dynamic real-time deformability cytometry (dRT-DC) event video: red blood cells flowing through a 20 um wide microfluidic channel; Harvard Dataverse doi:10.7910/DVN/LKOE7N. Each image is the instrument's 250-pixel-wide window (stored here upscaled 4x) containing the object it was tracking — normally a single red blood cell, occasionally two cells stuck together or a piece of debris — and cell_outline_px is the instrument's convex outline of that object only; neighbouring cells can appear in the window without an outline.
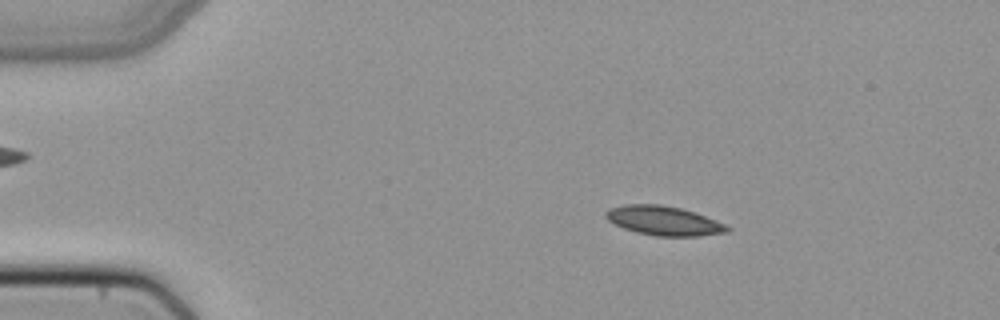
{"species": "common noctule bat (a hibernating species)", "species_latin": "Nyctalus noctula", "temperature_condition": "cold", "stored_images_in_passage": 50, "camera_frame_rate_fps": 3000, "um_per_image_px": 0.085, "animal": {"sex": "female", "body_mass_g": 22.7, "forearm_length_mm": 54.2}, "frame": {"image": 1, "passage_image": 9, "time_ms": 2.667, "image_size_px": [1000, 320], "cell_outline_px": [[732, 228], [728, 232], [696, 236], [656, 236], [636, 232], [624, 228], [608, 220], [604, 216], [604, 212], [608, 208], [624, 204], [660, 204], [680, 208], [696, 212], [724, 224]], "centroid_in_image_um": [56.39, 18.75], "position_along_channel_um": 28.6, "area_um2": 20.75}}
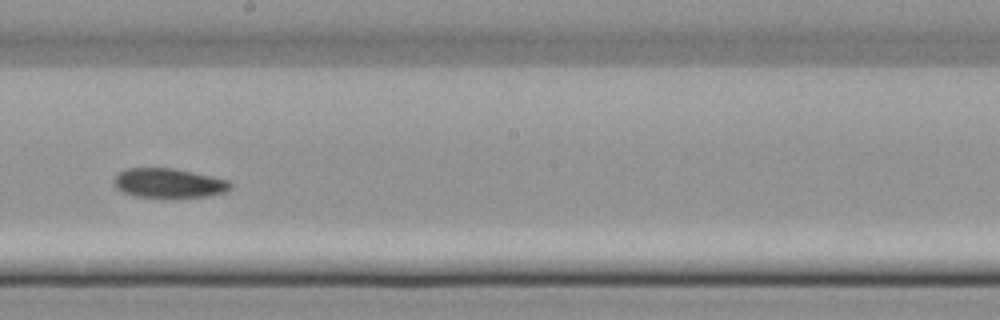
{"frame": {"image": 2, "passage_image": 29, "time_ms": 9.333, "image_size_px": [1000, 320], "cell_outline_px": [[232, 188], [228, 192], [208, 196], [136, 196], [124, 192], [116, 188], [112, 184], [112, 180], [120, 172], [128, 168], [172, 168], [212, 176], [228, 180], [232, 184]], "centroid_in_image_um": [14.36, 15.55], "position_along_channel_um": 233.8, "area_um2": 19.71}}
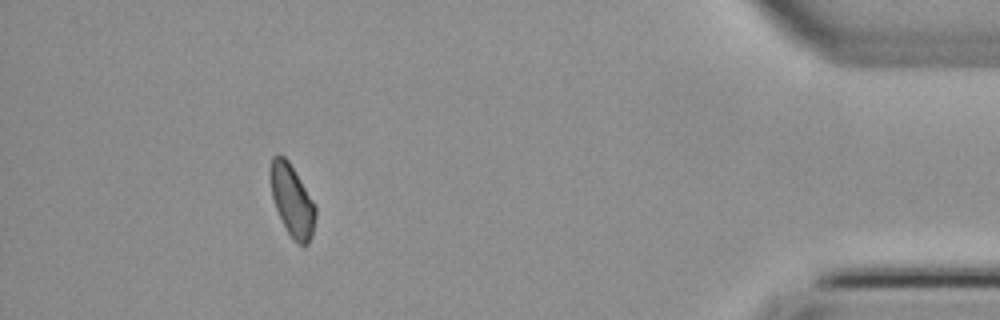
{"frame": {"image": 3, "passage_image": 46, "time_ms": 15.0, "image_size_px": [1000, 320], "cell_outline_px": [[316, 216], [312, 236], [308, 244], [304, 248], [292, 240], [276, 208], [272, 196], [268, 176], [268, 168], [272, 156], [280, 152], [288, 160], [316, 204]], "centroid_in_image_um": [24.81, 17.01], "position_along_channel_um": 410.4, "area_um2": 19.42}}